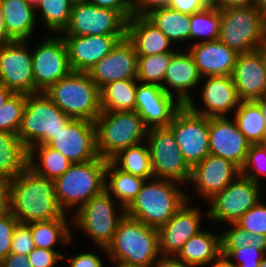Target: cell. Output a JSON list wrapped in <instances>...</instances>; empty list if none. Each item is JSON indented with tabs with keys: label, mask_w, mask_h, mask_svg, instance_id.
I'll use <instances>...</instances> for the list:
<instances>
[{
	"label": "cell",
	"mask_w": 266,
	"mask_h": 267,
	"mask_svg": "<svg viewBox=\"0 0 266 267\" xmlns=\"http://www.w3.org/2000/svg\"><path fill=\"white\" fill-rule=\"evenodd\" d=\"M9 211L20 223L49 221L60 218L54 181L37 175L29 167L10 180Z\"/></svg>",
	"instance_id": "cell-1"
},
{
	"label": "cell",
	"mask_w": 266,
	"mask_h": 267,
	"mask_svg": "<svg viewBox=\"0 0 266 267\" xmlns=\"http://www.w3.org/2000/svg\"><path fill=\"white\" fill-rule=\"evenodd\" d=\"M106 249L120 267H151L161 256L158 230L126 214Z\"/></svg>",
	"instance_id": "cell-2"
},
{
	"label": "cell",
	"mask_w": 266,
	"mask_h": 267,
	"mask_svg": "<svg viewBox=\"0 0 266 267\" xmlns=\"http://www.w3.org/2000/svg\"><path fill=\"white\" fill-rule=\"evenodd\" d=\"M178 183L168 179L145 180L136 198L125 209L126 215L160 228L189 199Z\"/></svg>",
	"instance_id": "cell-3"
},
{
	"label": "cell",
	"mask_w": 266,
	"mask_h": 267,
	"mask_svg": "<svg viewBox=\"0 0 266 267\" xmlns=\"http://www.w3.org/2000/svg\"><path fill=\"white\" fill-rule=\"evenodd\" d=\"M106 159H96L72 163L69 169L54 179L55 197L61 210L80 209L92 197L105 189Z\"/></svg>",
	"instance_id": "cell-4"
},
{
	"label": "cell",
	"mask_w": 266,
	"mask_h": 267,
	"mask_svg": "<svg viewBox=\"0 0 266 267\" xmlns=\"http://www.w3.org/2000/svg\"><path fill=\"white\" fill-rule=\"evenodd\" d=\"M45 93L72 119L95 122L96 117L101 113L100 89L87 72L72 71Z\"/></svg>",
	"instance_id": "cell-5"
},
{
	"label": "cell",
	"mask_w": 266,
	"mask_h": 267,
	"mask_svg": "<svg viewBox=\"0 0 266 267\" xmlns=\"http://www.w3.org/2000/svg\"><path fill=\"white\" fill-rule=\"evenodd\" d=\"M95 126L97 151L106 160L147 139L148 128L136 111H101L96 117Z\"/></svg>",
	"instance_id": "cell-6"
},
{
	"label": "cell",
	"mask_w": 266,
	"mask_h": 267,
	"mask_svg": "<svg viewBox=\"0 0 266 267\" xmlns=\"http://www.w3.org/2000/svg\"><path fill=\"white\" fill-rule=\"evenodd\" d=\"M71 120L45 92L31 93L27 95L17 136L28 149L48 144Z\"/></svg>",
	"instance_id": "cell-7"
},
{
	"label": "cell",
	"mask_w": 266,
	"mask_h": 267,
	"mask_svg": "<svg viewBox=\"0 0 266 267\" xmlns=\"http://www.w3.org/2000/svg\"><path fill=\"white\" fill-rule=\"evenodd\" d=\"M218 40L238 53L266 46V22L255 5L220 10Z\"/></svg>",
	"instance_id": "cell-8"
},
{
	"label": "cell",
	"mask_w": 266,
	"mask_h": 267,
	"mask_svg": "<svg viewBox=\"0 0 266 267\" xmlns=\"http://www.w3.org/2000/svg\"><path fill=\"white\" fill-rule=\"evenodd\" d=\"M115 201L105 189L92 197L73 217L72 223L87 234L99 249L107 253V246L112 242L120 220L125 216V210L117 214Z\"/></svg>",
	"instance_id": "cell-9"
},
{
	"label": "cell",
	"mask_w": 266,
	"mask_h": 267,
	"mask_svg": "<svg viewBox=\"0 0 266 267\" xmlns=\"http://www.w3.org/2000/svg\"><path fill=\"white\" fill-rule=\"evenodd\" d=\"M146 138L154 178L188 183L191 168L184 160L172 131L168 127L151 128Z\"/></svg>",
	"instance_id": "cell-10"
},
{
	"label": "cell",
	"mask_w": 266,
	"mask_h": 267,
	"mask_svg": "<svg viewBox=\"0 0 266 267\" xmlns=\"http://www.w3.org/2000/svg\"><path fill=\"white\" fill-rule=\"evenodd\" d=\"M168 128L191 169L209 155V117L196 114L183 105Z\"/></svg>",
	"instance_id": "cell-11"
},
{
	"label": "cell",
	"mask_w": 266,
	"mask_h": 267,
	"mask_svg": "<svg viewBox=\"0 0 266 267\" xmlns=\"http://www.w3.org/2000/svg\"><path fill=\"white\" fill-rule=\"evenodd\" d=\"M261 184L239 174L210 202L207 216L213 221L236 223L240 217L260 201Z\"/></svg>",
	"instance_id": "cell-12"
},
{
	"label": "cell",
	"mask_w": 266,
	"mask_h": 267,
	"mask_svg": "<svg viewBox=\"0 0 266 267\" xmlns=\"http://www.w3.org/2000/svg\"><path fill=\"white\" fill-rule=\"evenodd\" d=\"M40 44L32 52L34 93L47 91L72 72L62 35L51 38L48 35Z\"/></svg>",
	"instance_id": "cell-13"
},
{
	"label": "cell",
	"mask_w": 266,
	"mask_h": 267,
	"mask_svg": "<svg viewBox=\"0 0 266 267\" xmlns=\"http://www.w3.org/2000/svg\"><path fill=\"white\" fill-rule=\"evenodd\" d=\"M127 20L116 10L90 3L72 6L70 21L62 35L126 36Z\"/></svg>",
	"instance_id": "cell-14"
},
{
	"label": "cell",
	"mask_w": 266,
	"mask_h": 267,
	"mask_svg": "<svg viewBox=\"0 0 266 267\" xmlns=\"http://www.w3.org/2000/svg\"><path fill=\"white\" fill-rule=\"evenodd\" d=\"M0 84L13 93H34L32 53L26 40H14L0 46Z\"/></svg>",
	"instance_id": "cell-15"
},
{
	"label": "cell",
	"mask_w": 266,
	"mask_h": 267,
	"mask_svg": "<svg viewBox=\"0 0 266 267\" xmlns=\"http://www.w3.org/2000/svg\"><path fill=\"white\" fill-rule=\"evenodd\" d=\"M47 145L61 152L72 163L99 157L95 122L72 119Z\"/></svg>",
	"instance_id": "cell-16"
},
{
	"label": "cell",
	"mask_w": 266,
	"mask_h": 267,
	"mask_svg": "<svg viewBox=\"0 0 266 267\" xmlns=\"http://www.w3.org/2000/svg\"><path fill=\"white\" fill-rule=\"evenodd\" d=\"M138 55L132 42L125 37L117 42L102 60L87 73L99 89L107 83L137 79Z\"/></svg>",
	"instance_id": "cell-17"
},
{
	"label": "cell",
	"mask_w": 266,
	"mask_h": 267,
	"mask_svg": "<svg viewBox=\"0 0 266 267\" xmlns=\"http://www.w3.org/2000/svg\"><path fill=\"white\" fill-rule=\"evenodd\" d=\"M175 97L159 85L137 83L135 111L148 129L168 127L183 106Z\"/></svg>",
	"instance_id": "cell-18"
},
{
	"label": "cell",
	"mask_w": 266,
	"mask_h": 267,
	"mask_svg": "<svg viewBox=\"0 0 266 267\" xmlns=\"http://www.w3.org/2000/svg\"><path fill=\"white\" fill-rule=\"evenodd\" d=\"M250 146L234 119L227 116L209 118V154L229 160L241 170Z\"/></svg>",
	"instance_id": "cell-19"
},
{
	"label": "cell",
	"mask_w": 266,
	"mask_h": 267,
	"mask_svg": "<svg viewBox=\"0 0 266 267\" xmlns=\"http://www.w3.org/2000/svg\"><path fill=\"white\" fill-rule=\"evenodd\" d=\"M231 76L241 101H255L265 96L266 47L239 53Z\"/></svg>",
	"instance_id": "cell-20"
},
{
	"label": "cell",
	"mask_w": 266,
	"mask_h": 267,
	"mask_svg": "<svg viewBox=\"0 0 266 267\" xmlns=\"http://www.w3.org/2000/svg\"><path fill=\"white\" fill-rule=\"evenodd\" d=\"M189 199L160 228H158L161 256H176L185 242L201 231L202 212L190 207Z\"/></svg>",
	"instance_id": "cell-21"
},
{
	"label": "cell",
	"mask_w": 266,
	"mask_h": 267,
	"mask_svg": "<svg viewBox=\"0 0 266 267\" xmlns=\"http://www.w3.org/2000/svg\"><path fill=\"white\" fill-rule=\"evenodd\" d=\"M240 174V169L231 161L209 154L191 169L190 182L206 200L220 193Z\"/></svg>",
	"instance_id": "cell-22"
},
{
	"label": "cell",
	"mask_w": 266,
	"mask_h": 267,
	"mask_svg": "<svg viewBox=\"0 0 266 267\" xmlns=\"http://www.w3.org/2000/svg\"><path fill=\"white\" fill-rule=\"evenodd\" d=\"M205 80L201 92L205 109L197 108L195 101L191 99L186 106L196 114L206 117H223L226 113L236 110L240 105L241 99L233 83L231 75L208 76L201 78Z\"/></svg>",
	"instance_id": "cell-23"
},
{
	"label": "cell",
	"mask_w": 266,
	"mask_h": 267,
	"mask_svg": "<svg viewBox=\"0 0 266 267\" xmlns=\"http://www.w3.org/2000/svg\"><path fill=\"white\" fill-rule=\"evenodd\" d=\"M125 37L113 35H63L72 71L88 72L111 52L119 40Z\"/></svg>",
	"instance_id": "cell-24"
},
{
	"label": "cell",
	"mask_w": 266,
	"mask_h": 267,
	"mask_svg": "<svg viewBox=\"0 0 266 267\" xmlns=\"http://www.w3.org/2000/svg\"><path fill=\"white\" fill-rule=\"evenodd\" d=\"M193 44L188 52L202 78L232 74L239 55L236 50L227 47L220 40Z\"/></svg>",
	"instance_id": "cell-25"
},
{
	"label": "cell",
	"mask_w": 266,
	"mask_h": 267,
	"mask_svg": "<svg viewBox=\"0 0 266 267\" xmlns=\"http://www.w3.org/2000/svg\"><path fill=\"white\" fill-rule=\"evenodd\" d=\"M201 76L198 73L195 62L190 53L176 52L166 69L163 89L172 96H175L173 90L177 92V100L186 105L193 99L189 90L197 87L201 81ZM172 89V91H171Z\"/></svg>",
	"instance_id": "cell-26"
},
{
	"label": "cell",
	"mask_w": 266,
	"mask_h": 267,
	"mask_svg": "<svg viewBox=\"0 0 266 267\" xmlns=\"http://www.w3.org/2000/svg\"><path fill=\"white\" fill-rule=\"evenodd\" d=\"M126 37L132 42L138 56L177 52L172 42L146 17L133 14L127 21Z\"/></svg>",
	"instance_id": "cell-27"
},
{
	"label": "cell",
	"mask_w": 266,
	"mask_h": 267,
	"mask_svg": "<svg viewBox=\"0 0 266 267\" xmlns=\"http://www.w3.org/2000/svg\"><path fill=\"white\" fill-rule=\"evenodd\" d=\"M220 253L221 235L201 230L185 242L175 257L190 267H203Z\"/></svg>",
	"instance_id": "cell-28"
},
{
	"label": "cell",
	"mask_w": 266,
	"mask_h": 267,
	"mask_svg": "<svg viewBox=\"0 0 266 267\" xmlns=\"http://www.w3.org/2000/svg\"><path fill=\"white\" fill-rule=\"evenodd\" d=\"M4 24L13 40L32 38L36 23V11L25 0H0Z\"/></svg>",
	"instance_id": "cell-29"
},
{
	"label": "cell",
	"mask_w": 266,
	"mask_h": 267,
	"mask_svg": "<svg viewBox=\"0 0 266 267\" xmlns=\"http://www.w3.org/2000/svg\"><path fill=\"white\" fill-rule=\"evenodd\" d=\"M29 149L15 134L0 131V177L12 180L28 168Z\"/></svg>",
	"instance_id": "cell-30"
},
{
	"label": "cell",
	"mask_w": 266,
	"mask_h": 267,
	"mask_svg": "<svg viewBox=\"0 0 266 267\" xmlns=\"http://www.w3.org/2000/svg\"><path fill=\"white\" fill-rule=\"evenodd\" d=\"M108 178L109 184L107 183ZM144 182L145 179L124 172L118 169L110 160L107 161L105 169V190L110 194L112 193V196L114 195L120 201V204H118L120 205V211L125 210L132 203Z\"/></svg>",
	"instance_id": "cell-31"
},
{
	"label": "cell",
	"mask_w": 266,
	"mask_h": 267,
	"mask_svg": "<svg viewBox=\"0 0 266 267\" xmlns=\"http://www.w3.org/2000/svg\"><path fill=\"white\" fill-rule=\"evenodd\" d=\"M28 158V167L33 172L52 180L63 175L72 164L61 152L47 144L33 145L29 149ZM35 158L39 161H35Z\"/></svg>",
	"instance_id": "cell-32"
},
{
	"label": "cell",
	"mask_w": 266,
	"mask_h": 267,
	"mask_svg": "<svg viewBox=\"0 0 266 267\" xmlns=\"http://www.w3.org/2000/svg\"><path fill=\"white\" fill-rule=\"evenodd\" d=\"M137 83V79H124L103 86L101 111H135Z\"/></svg>",
	"instance_id": "cell-33"
},
{
	"label": "cell",
	"mask_w": 266,
	"mask_h": 267,
	"mask_svg": "<svg viewBox=\"0 0 266 267\" xmlns=\"http://www.w3.org/2000/svg\"><path fill=\"white\" fill-rule=\"evenodd\" d=\"M110 161L120 170L145 180L154 178L147 142L119 151ZM121 165V166H120Z\"/></svg>",
	"instance_id": "cell-34"
},
{
	"label": "cell",
	"mask_w": 266,
	"mask_h": 267,
	"mask_svg": "<svg viewBox=\"0 0 266 267\" xmlns=\"http://www.w3.org/2000/svg\"><path fill=\"white\" fill-rule=\"evenodd\" d=\"M146 18L172 43L190 40V15L166 7L149 13Z\"/></svg>",
	"instance_id": "cell-35"
},
{
	"label": "cell",
	"mask_w": 266,
	"mask_h": 267,
	"mask_svg": "<svg viewBox=\"0 0 266 267\" xmlns=\"http://www.w3.org/2000/svg\"><path fill=\"white\" fill-rule=\"evenodd\" d=\"M64 213L60 218L49 221L32 222L28 225L31 228L35 247L42 249L56 250V243L70 244L72 241L68 219Z\"/></svg>",
	"instance_id": "cell-36"
},
{
	"label": "cell",
	"mask_w": 266,
	"mask_h": 267,
	"mask_svg": "<svg viewBox=\"0 0 266 267\" xmlns=\"http://www.w3.org/2000/svg\"><path fill=\"white\" fill-rule=\"evenodd\" d=\"M234 121L251 144H264V117L255 101H241Z\"/></svg>",
	"instance_id": "cell-37"
},
{
	"label": "cell",
	"mask_w": 266,
	"mask_h": 267,
	"mask_svg": "<svg viewBox=\"0 0 266 267\" xmlns=\"http://www.w3.org/2000/svg\"><path fill=\"white\" fill-rule=\"evenodd\" d=\"M220 30V10L214 6L190 15V40L198 39V42L218 40Z\"/></svg>",
	"instance_id": "cell-38"
},
{
	"label": "cell",
	"mask_w": 266,
	"mask_h": 267,
	"mask_svg": "<svg viewBox=\"0 0 266 267\" xmlns=\"http://www.w3.org/2000/svg\"><path fill=\"white\" fill-rule=\"evenodd\" d=\"M176 52L138 56L137 81L144 84H155L163 88L166 69Z\"/></svg>",
	"instance_id": "cell-39"
},
{
	"label": "cell",
	"mask_w": 266,
	"mask_h": 267,
	"mask_svg": "<svg viewBox=\"0 0 266 267\" xmlns=\"http://www.w3.org/2000/svg\"><path fill=\"white\" fill-rule=\"evenodd\" d=\"M39 8L42 18L48 31L61 34L68 26L72 5L68 0H41Z\"/></svg>",
	"instance_id": "cell-40"
},
{
	"label": "cell",
	"mask_w": 266,
	"mask_h": 267,
	"mask_svg": "<svg viewBox=\"0 0 266 267\" xmlns=\"http://www.w3.org/2000/svg\"><path fill=\"white\" fill-rule=\"evenodd\" d=\"M27 95L13 93L0 107V131L18 135Z\"/></svg>",
	"instance_id": "cell-41"
},
{
	"label": "cell",
	"mask_w": 266,
	"mask_h": 267,
	"mask_svg": "<svg viewBox=\"0 0 266 267\" xmlns=\"http://www.w3.org/2000/svg\"><path fill=\"white\" fill-rule=\"evenodd\" d=\"M221 253L238 267H258L266 255V242L259 240L242 248L221 250Z\"/></svg>",
	"instance_id": "cell-42"
},
{
	"label": "cell",
	"mask_w": 266,
	"mask_h": 267,
	"mask_svg": "<svg viewBox=\"0 0 266 267\" xmlns=\"http://www.w3.org/2000/svg\"><path fill=\"white\" fill-rule=\"evenodd\" d=\"M240 174L260 184V176H266V144H251Z\"/></svg>",
	"instance_id": "cell-43"
},
{
	"label": "cell",
	"mask_w": 266,
	"mask_h": 267,
	"mask_svg": "<svg viewBox=\"0 0 266 267\" xmlns=\"http://www.w3.org/2000/svg\"><path fill=\"white\" fill-rule=\"evenodd\" d=\"M236 224L266 242V205L259 201L243 214Z\"/></svg>",
	"instance_id": "cell-44"
},
{
	"label": "cell",
	"mask_w": 266,
	"mask_h": 267,
	"mask_svg": "<svg viewBox=\"0 0 266 267\" xmlns=\"http://www.w3.org/2000/svg\"><path fill=\"white\" fill-rule=\"evenodd\" d=\"M230 225H232L231 229H228L223 234H220L221 250L242 248L260 240L257 236L242 229L236 223H230Z\"/></svg>",
	"instance_id": "cell-45"
},
{
	"label": "cell",
	"mask_w": 266,
	"mask_h": 267,
	"mask_svg": "<svg viewBox=\"0 0 266 267\" xmlns=\"http://www.w3.org/2000/svg\"><path fill=\"white\" fill-rule=\"evenodd\" d=\"M34 248L35 244L30 226L26 223L18 222L13 232L10 253L27 256Z\"/></svg>",
	"instance_id": "cell-46"
},
{
	"label": "cell",
	"mask_w": 266,
	"mask_h": 267,
	"mask_svg": "<svg viewBox=\"0 0 266 267\" xmlns=\"http://www.w3.org/2000/svg\"><path fill=\"white\" fill-rule=\"evenodd\" d=\"M17 218L7 211L0 214V262L11 252L12 236Z\"/></svg>",
	"instance_id": "cell-47"
},
{
	"label": "cell",
	"mask_w": 266,
	"mask_h": 267,
	"mask_svg": "<svg viewBox=\"0 0 266 267\" xmlns=\"http://www.w3.org/2000/svg\"><path fill=\"white\" fill-rule=\"evenodd\" d=\"M29 263L33 267H55L56 263L64 259V255L57 250L35 247L28 255Z\"/></svg>",
	"instance_id": "cell-48"
},
{
	"label": "cell",
	"mask_w": 266,
	"mask_h": 267,
	"mask_svg": "<svg viewBox=\"0 0 266 267\" xmlns=\"http://www.w3.org/2000/svg\"><path fill=\"white\" fill-rule=\"evenodd\" d=\"M88 3L100 8L116 10L127 21L133 15V0H89Z\"/></svg>",
	"instance_id": "cell-49"
},
{
	"label": "cell",
	"mask_w": 266,
	"mask_h": 267,
	"mask_svg": "<svg viewBox=\"0 0 266 267\" xmlns=\"http://www.w3.org/2000/svg\"><path fill=\"white\" fill-rule=\"evenodd\" d=\"M211 5V0H171L169 7L188 15L199 12Z\"/></svg>",
	"instance_id": "cell-50"
},
{
	"label": "cell",
	"mask_w": 266,
	"mask_h": 267,
	"mask_svg": "<svg viewBox=\"0 0 266 267\" xmlns=\"http://www.w3.org/2000/svg\"><path fill=\"white\" fill-rule=\"evenodd\" d=\"M171 0H133V14L146 17L149 13L169 7Z\"/></svg>",
	"instance_id": "cell-51"
},
{
	"label": "cell",
	"mask_w": 266,
	"mask_h": 267,
	"mask_svg": "<svg viewBox=\"0 0 266 267\" xmlns=\"http://www.w3.org/2000/svg\"><path fill=\"white\" fill-rule=\"evenodd\" d=\"M70 261L69 267H103V261L98 255L89 252L68 258Z\"/></svg>",
	"instance_id": "cell-52"
},
{
	"label": "cell",
	"mask_w": 266,
	"mask_h": 267,
	"mask_svg": "<svg viewBox=\"0 0 266 267\" xmlns=\"http://www.w3.org/2000/svg\"><path fill=\"white\" fill-rule=\"evenodd\" d=\"M0 267H33L28 257L23 254H8L1 262Z\"/></svg>",
	"instance_id": "cell-53"
},
{
	"label": "cell",
	"mask_w": 266,
	"mask_h": 267,
	"mask_svg": "<svg viewBox=\"0 0 266 267\" xmlns=\"http://www.w3.org/2000/svg\"><path fill=\"white\" fill-rule=\"evenodd\" d=\"M256 0H211V5L218 10L234 7H244L255 5Z\"/></svg>",
	"instance_id": "cell-54"
},
{
	"label": "cell",
	"mask_w": 266,
	"mask_h": 267,
	"mask_svg": "<svg viewBox=\"0 0 266 267\" xmlns=\"http://www.w3.org/2000/svg\"><path fill=\"white\" fill-rule=\"evenodd\" d=\"M10 180L0 177V214L9 211Z\"/></svg>",
	"instance_id": "cell-55"
},
{
	"label": "cell",
	"mask_w": 266,
	"mask_h": 267,
	"mask_svg": "<svg viewBox=\"0 0 266 267\" xmlns=\"http://www.w3.org/2000/svg\"><path fill=\"white\" fill-rule=\"evenodd\" d=\"M151 267H190L174 256H160Z\"/></svg>",
	"instance_id": "cell-56"
},
{
	"label": "cell",
	"mask_w": 266,
	"mask_h": 267,
	"mask_svg": "<svg viewBox=\"0 0 266 267\" xmlns=\"http://www.w3.org/2000/svg\"><path fill=\"white\" fill-rule=\"evenodd\" d=\"M12 41L14 40L8 35L6 28H5L2 7L0 4V46L10 43Z\"/></svg>",
	"instance_id": "cell-57"
},
{
	"label": "cell",
	"mask_w": 266,
	"mask_h": 267,
	"mask_svg": "<svg viewBox=\"0 0 266 267\" xmlns=\"http://www.w3.org/2000/svg\"><path fill=\"white\" fill-rule=\"evenodd\" d=\"M211 265V267H238L222 253H220L214 260L211 261Z\"/></svg>",
	"instance_id": "cell-58"
},
{
	"label": "cell",
	"mask_w": 266,
	"mask_h": 267,
	"mask_svg": "<svg viewBox=\"0 0 266 267\" xmlns=\"http://www.w3.org/2000/svg\"><path fill=\"white\" fill-rule=\"evenodd\" d=\"M255 102L259 105L264 117V144H266V96L256 99Z\"/></svg>",
	"instance_id": "cell-59"
},
{
	"label": "cell",
	"mask_w": 266,
	"mask_h": 267,
	"mask_svg": "<svg viewBox=\"0 0 266 267\" xmlns=\"http://www.w3.org/2000/svg\"><path fill=\"white\" fill-rule=\"evenodd\" d=\"M12 94L13 92L11 90L0 84V107L3 106Z\"/></svg>",
	"instance_id": "cell-60"
},
{
	"label": "cell",
	"mask_w": 266,
	"mask_h": 267,
	"mask_svg": "<svg viewBox=\"0 0 266 267\" xmlns=\"http://www.w3.org/2000/svg\"><path fill=\"white\" fill-rule=\"evenodd\" d=\"M255 6L261 13L264 21L266 22V0H256Z\"/></svg>",
	"instance_id": "cell-61"
},
{
	"label": "cell",
	"mask_w": 266,
	"mask_h": 267,
	"mask_svg": "<svg viewBox=\"0 0 266 267\" xmlns=\"http://www.w3.org/2000/svg\"><path fill=\"white\" fill-rule=\"evenodd\" d=\"M34 10L37 9L38 5L40 4L41 0H25Z\"/></svg>",
	"instance_id": "cell-62"
},
{
	"label": "cell",
	"mask_w": 266,
	"mask_h": 267,
	"mask_svg": "<svg viewBox=\"0 0 266 267\" xmlns=\"http://www.w3.org/2000/svg\"><path fill=\"white\" fill-rule=\"evenodd\" d=\"M72 6L88 3L89 0H68Z\"/></svg>",
	"instance_id": "cell-63"
},
{
	"label": "cell",
	"mask_w": 266,
	"mask_h": 267,
	"mask_svg": "<svg viewBox=\"0 0 266 267\" xmlns=\"http://www.w3.org/2000/svg\"><path fill=\"white\" fill-rule=\"evenodd\" d=\"M258 267H266V255L264 256Z\"/></svg>",
	"instance_id": "cell-64"
}]
</instances>
